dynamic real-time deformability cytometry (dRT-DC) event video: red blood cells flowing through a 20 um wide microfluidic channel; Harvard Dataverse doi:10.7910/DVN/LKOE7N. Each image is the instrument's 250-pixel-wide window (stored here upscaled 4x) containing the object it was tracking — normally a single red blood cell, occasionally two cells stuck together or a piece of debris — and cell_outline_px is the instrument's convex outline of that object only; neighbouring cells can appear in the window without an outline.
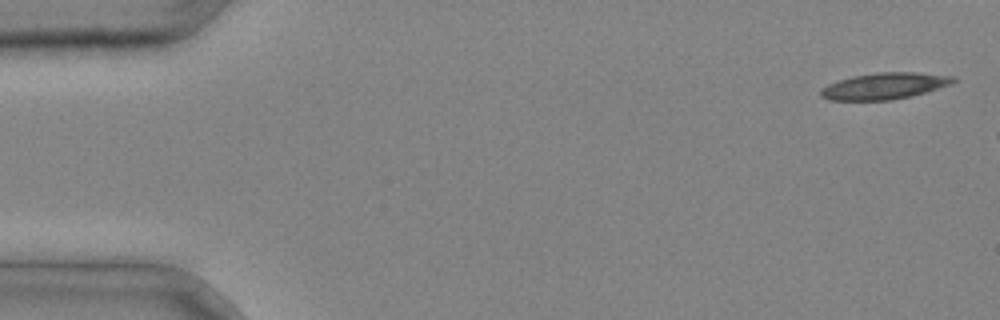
{"species": "common noctule bat (a hibernating species)", "species_latin": "Nyctalus noctula", "temperature_condition": "cold", "stored_images_in_passage": 3, "segment_of_instrument_passage": [2, 2], "camera_frame_rate_fps": 3000, "um_per_image_px": 0.085, "animal": {"sex": "male", "body_mass_g": 20.4}, "frame": {"image": 1, "passage_image": 3, "time_ms": 0.667, "image_size_px": [1000, 320], "cell_outline_px": [[956, 80], [952, 84], [912, 96], [892, 100], [828, 100], [820, 96], [820, 88], [828, 84], [852, 76], [876, 72], [916, 72], [956, 76]], "centroid_in_image_um": [75.19, 7.3], "position_along_channel_um": 9.8, "area_um2": 20.58}}